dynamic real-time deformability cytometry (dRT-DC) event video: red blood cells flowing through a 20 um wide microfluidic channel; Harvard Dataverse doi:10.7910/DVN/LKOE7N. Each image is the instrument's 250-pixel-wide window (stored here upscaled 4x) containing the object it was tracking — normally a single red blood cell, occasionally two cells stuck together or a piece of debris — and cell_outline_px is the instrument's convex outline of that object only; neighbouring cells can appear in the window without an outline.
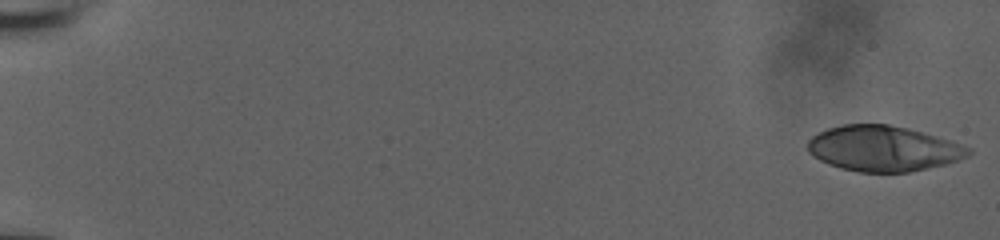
{"species": "human", "species_latin": "Homo sapiens", "temperature_condition": "room temperature", "stored_images_in_passage": 56, "camera_frame_rate_fps": 3000, "um_per_image_px": 0.085, "donor": {"sex": "male"}, "frame": {"image": 1, "passage_image": 1, "time_ms": 0.0, "image_size_px": [1000, 240], "cell_outline_px": [[972, 152], [968, 156], [944, 164], [908, 172], [860, 172], [840, 168], [828, 164], [812, 156], [808, 152], [808, 140], [812, 136], [828, 128], [844, 124], [888, 124], [908, 128], [952, 140], [972, 148]], "centroid_in_image_um": [75.08, 12.62], "position_along_channel_um": 9.9, "area_um2": 42.6}}
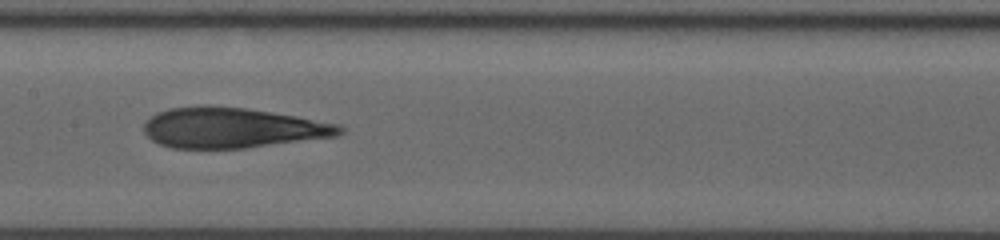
{"frame": {"image": 2, "passage_image": 31, "time_ms": 10.0, "image_size_px": [1000, 240], "cell_outline_px": [[344, 132], [336, 136], [244, 148], [172, 148], [160, 144], [152, 140], [144, 132], [144, 124], [148, 116], [156, 112], [168, 108], [200, 104], [208, 104], [244, 108], [296, 116], [340, 124], [344, 128]], "centroid_in_image_um": [19.69, 10.84], "position_along_channel_um": 187.7, "area_um2": 46.3}}
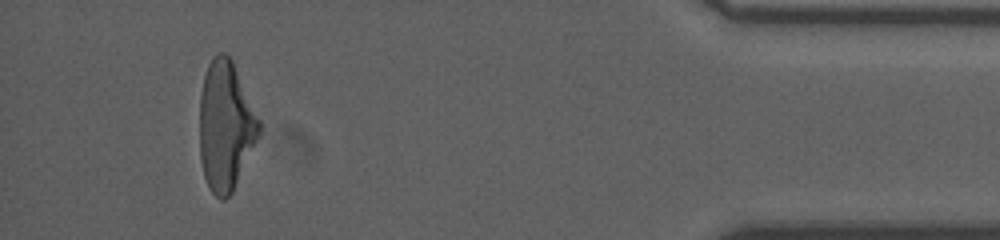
{"frame": {"image": 3, "passage_image": 53, "time_ms": 17.333, "image_size_px": [1000, 240], "cell_outline_px": [[260, 132], [232, 192], [224, 200], [220, 200], [212, 192], [204, 176], [200, 160], [200, 96], [204, 76], [208, 64], [212, 56], [220, 52], [224, 52], [232, 60], [260, 120]], "centroid_in_image_um": [19.16, 10.68], "position_along_channel_um": 416.0, "area_um2": 44.39}, "authors_computed_cell_mechanics": {"area_um2": 45.3441, "velocity_mm_per_s": 3.8481, "shape_relaxation_time_tau1_ms": null, "shape_relaxation_time_tau2_ms": 2.6262, "deformation_change_tau1": null, "deformation_change_tau2": 0.1366}}